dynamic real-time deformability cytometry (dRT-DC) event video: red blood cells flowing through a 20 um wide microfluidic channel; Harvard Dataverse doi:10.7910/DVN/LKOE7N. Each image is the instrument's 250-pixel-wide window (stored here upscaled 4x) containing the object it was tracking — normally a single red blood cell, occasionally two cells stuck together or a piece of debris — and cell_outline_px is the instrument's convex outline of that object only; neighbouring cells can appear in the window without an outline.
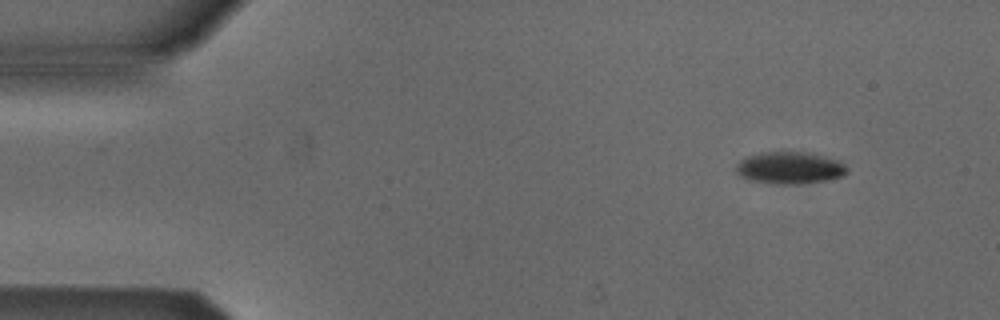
{"species": "Egyptian fruit bat (a non-hibernating species)", "species_latin": "Rousettus aegyptiacus", "temperature_condition": "cold", "stored_images_in_passage": 7, "camera_frame_rate_fps": 3000, "um_per_image_px": 0.085, "animal": {"sex": "male"}, "frame": {"image": 1, "passage_image": 1, "time_ms": 0.0, "image_size_px": [1000, 320], "cell_outline_px": [[848, 172], [844, 176], [828, 180], [800, 184], [772, 184], [748, 180], [740, 176], [736, 172], [736, 164], [740, 160], [748, 156], [760, 152], [812, 152], [840, 160], [848, 168]], "centroid_in_image_um": [67.16, 14.27], "position_along_channel_um": 17.8, "area_um2": 21.21}}
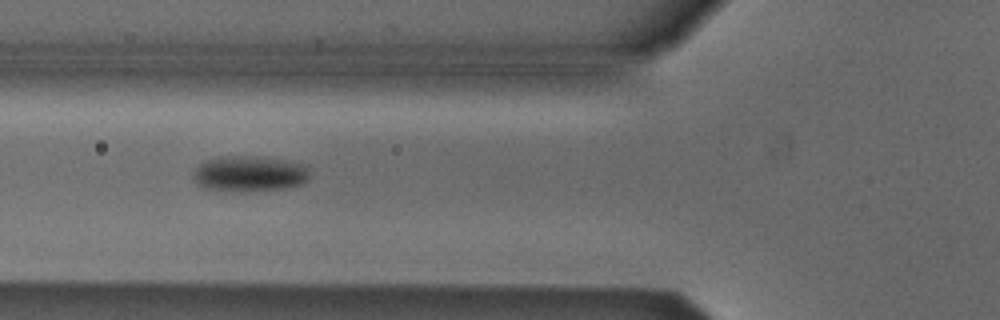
{"frame": {"image": 2, "passage_image": 5, "time_ms": 4.667, "image_size_px": [1000, 320], "cell_outline_px": [[308, 180], [304, 184], [284, 188], [204, 188], [196, 184], [192, 180], [192, 172], [204, 160], [220, 156], [252, 156], [284, 160], [304, 164], [308, 172]], "centroid_in_image_um": [21.17, 14.71], "position_along_channel_um": 104.6, "area_um2": 23.29}}
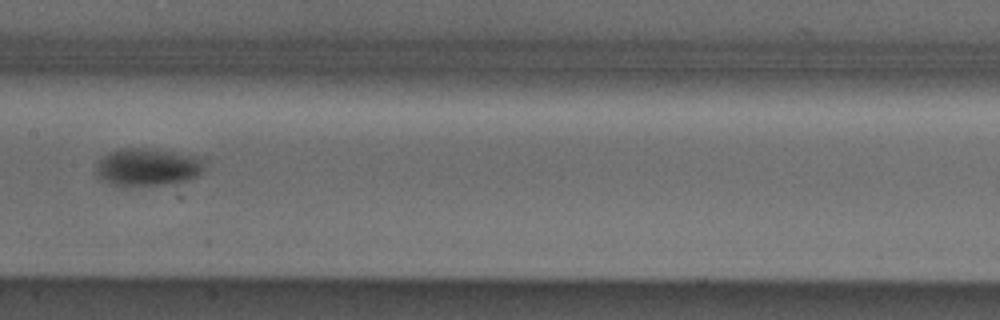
{"frame": {"image": 3, "passage_image": 7, "time_ms": 7.0, "image_size_px": [1000, 320], "cell_outline_px": [[208, 156], [204, 168], [196, 176], [188, 180], [172, 184], [128, 188], [112, 184], [100, 180], [96, 176], [96, 168], [100, 160], [108, 152], [120, 148], [144, 148]], "centroid_in_image_um": [12.6, 14.22], "position_along_channel_um": 194.8, "area_um2": 24.8}}